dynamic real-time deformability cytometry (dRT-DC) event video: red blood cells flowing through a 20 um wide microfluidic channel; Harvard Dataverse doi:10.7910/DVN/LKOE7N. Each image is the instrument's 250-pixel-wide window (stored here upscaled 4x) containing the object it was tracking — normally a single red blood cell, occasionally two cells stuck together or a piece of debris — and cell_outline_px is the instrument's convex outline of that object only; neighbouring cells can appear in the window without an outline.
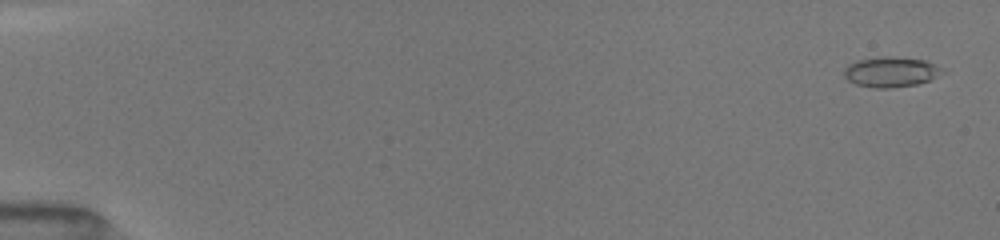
{"species": "common noctule bat (a hibernating species)", "species_latin": "Nyctalus noctula", "temperature_condition": "room temperature", "stored_images_in_passage": 19, "camera_frame_rate_fps": 3000, "um_per_image_px": 0.085, "animal": {"sex": "female", "body_mass_g": 19.5, "forearm_length_mm": 54.1}, "frame": {"image": 1, "passage_image": 1, "time_ms": 0.0, "image_size_px": [1000, 240], "cell_outline_px": [[948, 72], [928, 80], [916, 84], [888, 88], [876, 88], [856, 84], [848, 80], [844, 76], [844, 68], [848, 64], [856, 60], [880, 56], [892, 56], [924, 60], [936, 64], [944, 68]], "centroid_in_image_um": [75.75, 6.09], "position_along_channel_um": 9.2, "area_um2": 17.51}}
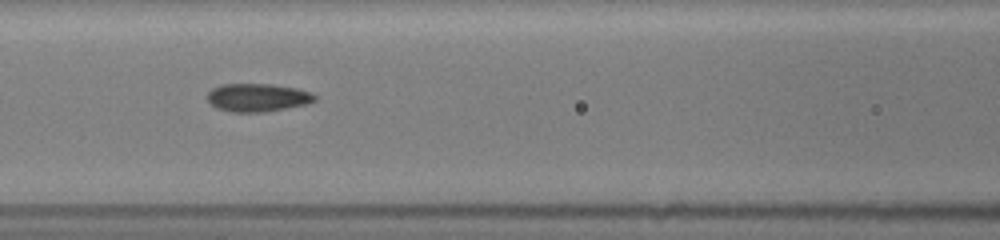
{"frame": {"image": 2, "passage_image": 11, "time_ms": 7.333, "image_size_px": [1000, 240], "cell_outline_px": [[316, 100], [304, 104], [264, 112], [232, 112], [216, 108], [208, 100], [208, 92], [212, 88], [220, 84], [272, 84], [296, 88], [308, 92], [316, 96]], "centroid_in_image_um": [21.85, 8.28], "position_along_channel_um": 144.8, "area_um2": 17.4}}
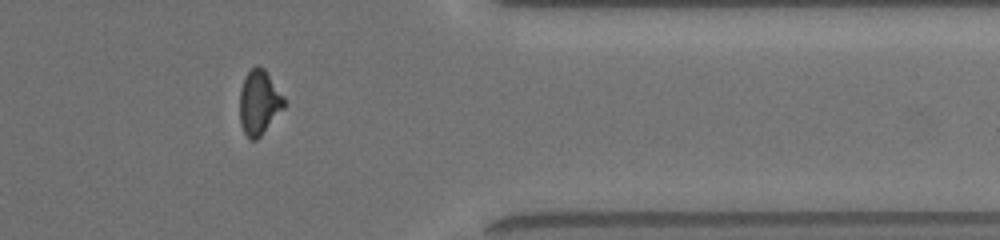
{"frame": {"image": 3, "passage_image": 17, "time_ms": 13.667, "image_size_px": [1000, 240], "cell_outline_px": [[284, 108], [260, 136], [256, 140], [248, 140], [240, 124], [240, 88], [244, 76], [256, 64], [264, 68], [284, 96]], "centroid_in_image_um": [22.01, 8.7], "position_along_channel_um": 389.4, "area_um2": 16.76}, "authors_computed_cell_mechanics": {"area_um2": 17.2244, "velocity_mm_per_s": 4.0692, "shape_relaxation_time_tau1_ms": 3.6877, "shape_relaxation_time_tau2_ms": 0.9478, "deformation_change_tau1": 0.1313, "deformation_change_tau2": 0.0543}}